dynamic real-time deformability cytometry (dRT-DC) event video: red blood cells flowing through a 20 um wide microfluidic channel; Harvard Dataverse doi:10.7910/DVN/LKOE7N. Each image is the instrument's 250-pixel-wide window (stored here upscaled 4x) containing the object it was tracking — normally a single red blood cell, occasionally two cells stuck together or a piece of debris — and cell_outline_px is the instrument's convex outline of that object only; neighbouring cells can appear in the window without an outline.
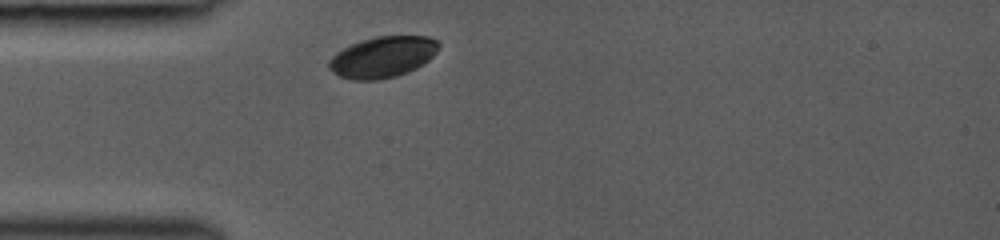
{"species": "common noctule bat (a hibernating species)", "species_latin": "Nyctalus noctula", "temperature_condition": "room temperature", "stored_images_in_passage": 13, "camera_frame_rate_fps": 3000, "um_per_image_px": 0.085, "animal": {"sex": "female", "body_mass_g": 19.0, "forearm_length_mm": 53.3}, "frame": {"image": 1, "passage_image": 1, "time_ms": 0.0, "image_size_px": [1000, 240], "cell_outline_px": [[440, 44], [436, 52], [428, 60], [416, 68], [408, 72], [396, 76], [376, 80], [352, 80], [340, 76], [328, 68], [328, 60], [336, 52], [352, 44], [376, 36], [428, 36], [440, 40]], "centroid_in_image_um": [32.54, 4.84], "position_along_channel_um": 52.5, "area_um2": 26.24}}
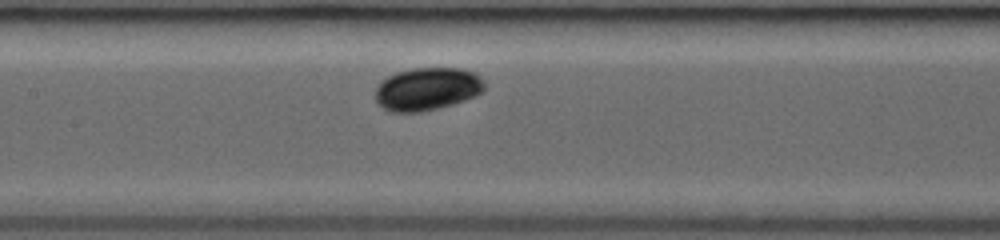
{"frame": {"image": 2, "passage_image": 8, "time_ms": 3.0, "image_size_px": [1000, 240], "cell_outline_px": [[484, 92], [464, 100], [452, 104], [420, 112], [392, 112], [384, 108], [376, 100], [376, 88], [388, 76], [396, 72], [412, 68], [460, 68], [476, 72], [480, 76], [484, 84]], "centroid_in_image_um": [36.34, 7.55], "position_along_channel_um": 171.1, "area_um2": 27.11}}
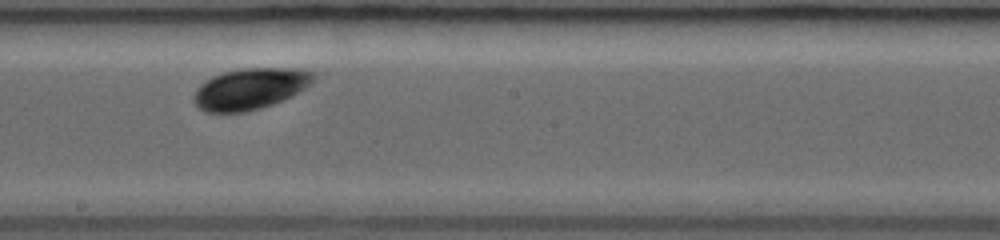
{"frame": {"image": 3, "passage_image": 11, "time_ms": 4.333, "image_size_px": [1000, 240], "cell_outline_px": [[316, 76], [304, 88], [292, 96], [272, 104], [260, 108], [244, 112], [204, 112], [192, 100], [192, 96], [200, 84], [212, 76], [224, 72], [240, 68], [300, 68], [312, 72]], "centroid_in_image_um": [21.23, 7.54], "position_along_channel_um": 227.0, "area_um2": 28.67}}